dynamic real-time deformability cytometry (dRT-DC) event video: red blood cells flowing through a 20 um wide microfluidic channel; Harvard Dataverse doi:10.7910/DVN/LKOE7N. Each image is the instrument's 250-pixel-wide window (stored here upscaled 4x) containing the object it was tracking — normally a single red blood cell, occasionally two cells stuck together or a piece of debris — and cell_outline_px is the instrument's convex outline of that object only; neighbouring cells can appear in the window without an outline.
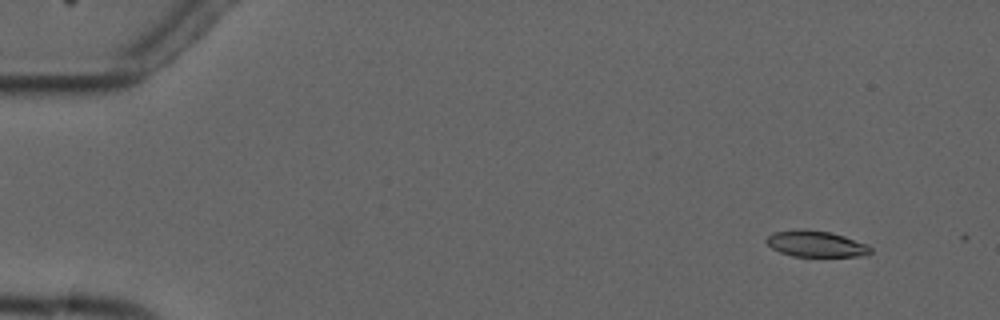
{"species": "common noctule bat (a hibernating species)", "species_latin": "Nyctalus noctula", "temperature_condition": "cold", "stored_images_in_passage": 3, "camera_frame_rate_fps": 3000, "um_per_image_px": 0.085, "animal": {"sex": "male", "forearm_length_mm": 52.5}, "frame": {"image": 1, "passage_image": 1, "time_ms": 0.0, "image_size_px": [1000, 320], "cell_outline_px": [[872, 252], [868, 256], [792, 256], [780, 252], [772, 248], [764, 240], [772, 232], [796, 228], [800, 228], [828, 232], [844, 236], [868, 244], [872, 248]], "centroid_in_image_um": [69.35, 20.72], "position_along_channel_um": 15.6, "area_um2": 16.07}}